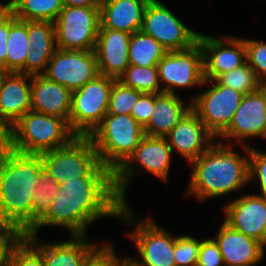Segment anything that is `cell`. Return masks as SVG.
<instances>
[{"label": "cell", "instance_id": "12", "mask_svg": "<svg viewBox=\"0 0 266 266\" xmlns=\"http://www.w3.org/2000/svg\"><path fill=\"white\" fill-rule=\"evenodd\" d=\"M159 81L165 93H175V88L201 87L204 79L203 50L197 42L191 48L167 52L157 64Z\"/></svg>", "mask_w": 266, "mask_h": 266}, {"label": "cell", "instance_id": "11", "mask_svg": "<svg viewBox=\"0 0 266 266\" xmlns=\"http://www.w3.org/2000/svg\"><path fill=\"white\" fill-rule=\"evenodd\" d=\"M141 31L153 37L167 52L189 49L199 37V33L186 27L158 0H150L147 4Z\"/></svg>", "mask_w": 266, "mask_h": 266}, {"label": "cell", "instance_id": "15", "mask_svg": "<svg viewBox=\"0 0 266 266\" xmlns=\"http://www.w3.org/2000/svg\"><path fill=\"white\" fill-rule=\"evenodd\" d=\"M198 42L203 50L204 79L215 80L247 62L244 39H219L199 33Z\"/></svg>", "mask_w": 266, "mask_h": 266}, {"label": "cell", "instance_id": "9", "mask_svg": "<svg viewBox=\"0 0 266 266\" xmlns=\"http://www.w3.org/2000/svg\"><path fill=\"white\" fill-rule=\"evenodd\" d=\"M53 24L56 49L94 50L100 29V7L65 5Z\"/></svg>", "mask_w": 266, "mask_h": 266}, {"label": "cell", "instance_id": "41", "mask_svg": "<svg viewBox=\"0 0 266 266\" xmlns=\"http://www.w3.org/2000/svg\"><path fill=\"white\" fill-rule=\"evenodd\" d=\"M19 236L13 228L0 223V266H6L9 248Z\"/></svg>", "mask_w": 266, "mask_h": 266}, {"label": "cell", "instance_id": "23", "mask_svg": "<svg viewBox=\"0 0 266 266\" xmlns=\"http://www.w3.org/2000/svg\"><path fill=\"white\" fill-rule=\"evenodd\" d=\"M42 255L45 266H82L87 256L97 247L85 236L58 243H40L36 235H23ZM86 239V240H85Z\"/></svg>", "mask_w": 266, "mask_h": 266}, {"label": "cell", "instance_id": "1", "mask_svg": "<svg viewBox=\"0 0 266 266\" xmlns=\"http://www.w3.org/2000/svg\"><path fill=\"white\" fill-rule=\"evenodd\" d=\"M124 205L115 178H66L47 215L28 234L37 236L43 226H63L71 236H86L89 224L104 216L119 218Z\"/></svg>", "mask_w": 266, "mask_h": 266}, {"label": "cell", "instance_id": "8", "mask_svg": "<svg viewBox=\"0 0 266 266\" xmlns=\"http://www.w3.org/2000/svg\"><path fill=\"white\" fill-rule=\"evenodd\" d=\"M131 208L124 205L120 211L119 218L128 224L130 219L137 226L128 236L133 240L142 260L127 257V266H176L174 260L175 237L158 226L151 218L137 223L132 218Z\"/></svg>", "mask_w": 266, "mask_h": 266}, {"label": "cell", "instance_id": "18", "mask_svg": "<svg viewBox=\"0 0 266 266\" xmlns=\"http://www.w3.org/2000/svg\"><path fill=\"white\" fill-rule=\"evenodd\" d=\"M30 110L31 75L8 73L0 89V138Z\"/></svg>", "mask_w": 266, "mask_h": 266}, {"label": "cell", "instance_id": "10", "mask_svg": "<svg viewBox=\"0 0 266 266\" xmlns=\"http://www.w3.org/2000/svg\"><path fill=\"white\" fill-rule=\"evenodd\" d=\"M172 149L166 137H152L145 135L134 153L114 173L115 188L120 200L126 205V187L131 176L136 172L135 165L147 170L155 177L166 181L168 178L169 166L171 163ZM136 163V164H134ZM134 166V167H133Z\"/></svg>", "mask_w": 266, "mask_h": 266}, {"label": "cell", "instance_id": "30", "mask_svg": "<svg viewBox=\"0 0 266 266\" xmlns=\"http://www.w3.org/2000/svg\"><path fill=\"white\" fill-rule=\"evenodd\" d=\"M59 184L43 168L36 181V186L31 194L32 203V229L47 215L51 203L58 195Z\"/></svg>", "mask_w": 266, "mask_h": 266}, {"label": "cell", "instance_id": "43", "mask_svg": "<svg viewBox=\"0 0 266 266\" xmlns=\"http://www.w3.org/2000/svg\"><path fill=\"white\" fill-rule=\"evenodd\" d=\"M104 0H64V5L71 7H100Z\"/></svg>", "mask_w": 266, "mask_h": 266}, {"label": "cell", "instance_id": "5", "mask_svg": "<svg viewBox=\"0 0 266 266\" xmlns=\"http://www.w3.org/2000/svg\"><path fill=\"white\" fill-rule=\"evenodd\" d=\"M144 136V128L132 115L106 114L88 137L101 164L115 173L134 153Z\"/></svg>", "mask_w": 266, "mask_h": 266}, {"label": "cell", "instance_id": "28", "mask_svg": "<svg viewBox=\"0 0 266 266\" xmlns=\"http://www.w3.org/2000/svg\"><path fill=\"white\" fill-rule=\"evenodd\" d=\"M64 0H10L9 10L23 21L54 22L64 7Z\"/></svg>", "mask_w": 266, "mask_h": 266}, {"label": "cell", "instance_id": "40", "mask_svg": "<svg viewBox=\"0 0 266 266\" xmlns=\"http://www.w3.org/2000/svg\"><path fill=\"white\" fill-rule=\"evenodd\" d=\"M155 93H143L131 111V115L144 128L151 119Z\"/></svg>", "mask_w": 266, "mask_h": 266}, {"label": "cell", "instance_id": "20", "mask_svg": "<svg viewBox=\"0 0 266 266\" xmlns=\"http://www.w3.org/2000/svg\"><path fill=\"white\" fill-rule=\"evenodd\" d=\"M131 34L112 29H99L95 54L99 72L118 79L130 65L129 42Z\"/></svg>", "mask_w": 266, "mask_h": 266}, {"label": "cell", "instance_id": "38", "mask_svg": "<svg viewBox=\"0 0 266 266\" xmlns=\"http://www.w3.org/2000/svg\"><path fill=\"white\" fill-rule=\"evenodd\" d=\"M249 181L258 179L261 194L266 199V153L249 146Z\"/></svg>", "mask_w": 266, "mask_h": 266}, {"label": "cell", "instance_id": "6", "mask_svg": "<svg viewBox=\"0 0 266 266\" xmlns=\"http://www.w3.org/2000/svg\"><path fill=\"white\" fill-rule=\"evenodd\" d=\"M43 167L61 185L66 178H115L101 164L88 136H76L67 145L40 154Z\"/></svg>", "mask_w": 266, "mask_h": 266}, {"label": "cell", "instance_id": "7", "mask_svg": "<svg viewBox=\"0 0 266 266\" xmlns=\"http://www.w3.org/2000/svg\"><path fill=\"white\" fill-rule=\"evenodd\" d=\"M117 79L99 74L72 91L68 125L76 136H89L107 114L113 83Z\"/></svg>", "mask_w": 266, "mask_h": 266}, {"label": "cell", "instance_id": "35", "mask_svg": "<svg viewBox=\"0 0 266 266\" xmlns=\"http://www.w3.org/2000/svg\"><path fill=\"white\" fill-rule=\"evenodd\" d=\"M201 241L192 236L175 237L174 260L176 266H197Z\"/></svg>", "mask_w": 266, "mask_h": 266}, {"label": "cell", "instance_id": "24", "mask_svg": "<svg viewBox=\"0 0 266 266\" xmlns=\"http://www.w3.org/2000/svg\"><path fill=\"white\" fill-rule=\"evenodd\" d=\"M150 0H104L100 6V29L133 34L142 27L144 12Z\"/></svg>", "mask_w": 266, "mask_h": 266}, {"label": "cell", "instance_id": "4", "mask_svg": "<svg viewBox=\"0 0 266 266\" xmlns=\"http://www.w3.org/2000/svg\"><path fill=\"white\" fill-rule=\"evenodd\" d=\"M74 137L64 118L30 110L0 139L14 151L41 154L67 145Z\"/></svg>", "mask_w": 266, "mask_h": 266}, {"label": "cell", "instance_id": "39", "mask_svg": "<svg viewBox=\"0 0 266 266\" xmlns=\"http://www.w3.org/2000/svg\"><path fill=\"white\" fill-rule=\"evenodd\" d=\"M197 266H225L219 246L214 239L201 241Z\"/></svg>", "mask_w": 266, "mask_h": 266}, {"label": "cell", "instance_id": "16", "mask_svg": "<svg viewBox=\"0 0 266 266\" xmlns=\"http://www.w3.org/2000/svg\"><path fill=\"white\" fill-rule=\"evenodd\" d=\"M258 136L266 138V86L244 95L230 125L218 137L249 147L244 140Z\"/></svg>", "mask_w": 266, "mask_h": 266}, {"label": "cell", "instance_id": "22", "mask_svg": "<svg viewBox=\"0 0 266 266\" xmlns=\"http://www.w3.org/2000/svg\"><path fill=\"white\" fill-rule=\"evenodd\" d=\"M72 91L43 74L31 75V110L64 118L71 110Z\"/></svg>", "mask_w": 266, "mask_h": 266}, {"label": "cell", "instance_id": "21", "mask_svg": "<svg viewBox=\"0 0 266 266\" xmlns=\"http://www.w3.org/2000/svg\"><path fill=\"white\" fill-rule=\"evenodd\" d=\"M225 266H254L264 255L265 246L259 241L232 229L223 222L216 235Z\"/></svg>", "mask_w": 266, "mask_h": 266}, {"label": "cell", "instance_id": "13", "mask_svg": "<svg viewBox=\"0 0 266 266\" xmlns=\"http://www.w3.org/2000/svg\"><path fill=\"white\" fill-rule=\"evenodd\" d=\"M207 81L213 82L211 88L192 97V110L217 137L230 125L245 94L222 85L217 79Z\"/></svg>", "mask_w": 266, "mask_h": 266}, {"label": "cell", "instance_id": "14", "mask_svg": "<svg viewBox=\"0 0 266 266\" xmlns=\"http://www.w3.org/2000/svg\"><path fill=\"white\" fill-rule=\"evenodd\" d=\"M100 74L94 50L56 49L46 71L48 79L71 91L84 86Z\"/></svg>", "mask_w": 266, "mask_h": 266}, {"label": "cell", "instance_id": "25", "mask_svg": "<svg viewBox=\"0 0 266 266\" xmlns=\"http://www.w3.org/2000/svg\"><path fill=\"white\" fill-rule=\"evenodd\" d=\"M27 34L30 48L25 61V74H43L56 50L54 24L49 21H27Z\"/></svg>", "mask_w": 266, "mask_h": 266}, {"label": "cell", "instance_id": "34", "mask_svg": "<svg viewBox=\"0 0 266 266\" xmlns=\"http://www.w3.org/2000/svg\"><path fill=\"white\" fill-rule=\"evenodd\" d=\"M142 94L116 80L112 86L107 114L131 115L133 107Z\"/></svg>", "mask_w": 266, "mask_h": 266}, {"label": "cell", "instance_id": "26", "mask_svg": "<svg viewBox=\"0 0 266 266\" xmlns=\"http://www.w3.org/2000/svg\"><path fill=\"white\" fill-rule=\"evenodd\" d=\"M191 109L192 102L185 105L184 100L175 93L155 94L152 116L144 127L145 135L166 137Z\"/></svg>", "mask_w": 266, "mask_h": 266}, {"label": "cell", "instance_id": "42", "mask_svg": "<svg viewBox=\"0 0 266 266\" xmlns=\"http://www.w3.org/2000/svg\"><path fill=\"white\" fill-rule=\"evenodd\" d=\"M10 31V10L0 17V66H4L7 57V40Z\"/></svg>", "mask_w": 266, "mask_h": 266}, {"label": "cell", "instance_id": "29", "mask_svg": "<svg viewBox=\"0 0 266 266\" xmlns=\"http://www.w3.org/2000/svg\"><path fill=\"white\" fill-rule=\"evenodd\" d=\"M166 53L167 50L159 42L141 30L131 34L129 42L130 65L157 66Z\"/></svg>", "mask_w": 266, "mask_h": 266}, {"label": "cell", "instance_id": "36", "mask_svg": "<svg viewBox=\"0 0 266 266\" xmlns=\"http://www.w3.org/2000/svg\"><path fill=\"white\" fill-rule=\"evenodd\" d=\"M247 52V62L254 70L262 86H266V43L244 39Z\"/></svg>", "mask_w": 266, "mask_h": 266}, {"label": "cell", "instance_id": "44", "mask_svg": "<svg viewBox=\"0 0 266 266\" xmlns=\"http://www.w3.org/2000/svg\"><path fill=\"white\" fill-rule=\"evenodd\" d=\"M9 10V2L0 4V17H2Z\"/></svg>", "mask_w": 266, "mask_h": 266}, {"label": "cell", "instance_id": "31", "mask_svg": "<svg viewBox=\"0 0 266 266\" xmlns=\"http://www.w3.org/2000/svg\"><path fill=\"white\" fill-rule=\"evenodd\" d=\"M117 80L124 86L142 93H163V89L159 87L160 81L157 66L142 67L129 65Z\"/></svg>", "mask_w": 266, "mask_h": 266}, {"label": "cell", "instance_id": "3", "mask_svg": "<svg viewBox=\"0 0 266 266\" xmlns=\"http://www.w3.org/2000/svg\"><path fill=\"white\" fill-rule=\"evenodd\" d=\"M246 157L237 154L231 145L215 143L191 162L188 194L205 200L240 189L249 182V147L242 146Z\"/></svg>", "mask_w": 266, "mask_h": 266}, {"label": "cell", "instance_id": "2", "mask_svg": "<svg viewBox=\"0 0 266 266\" xmlns=\"http://www.w3.org/2000/svg\"><path fill=\"white\" fill-rule=\"evenodd\" d=\"M43 168L40 154L14 151L0 139V223L20 236L32 230L31 194Z\"/></svg>", "mask_w": 266, "mask_h": 266}, {"label": "cell", "instance_id": "37", "mask_svg": "<svg viewBox=\"0 0 266 266\" xmlns=\"http://www.w3.org/2000/svg\"><path fill=\"white\" fill-rule=\"evenodd\" d=\"M110 243L97 246L86 258L82 266H127V257L120 259Z\"/></svg>", "mask_w": 266, "mask_h": 266}, {"label": "cell", "instance_id": "32", "mask_svg": "<svg viewBox=\"0 0 266 266\" xmlns=\"http://www.w3.org/2000/svg\"><path fill=\"white\" fill-rule=\"evenodd\" d=\"M217 80L222 85L243 94L255 92L262 86L248 62L230 72L222 74Z\"/></svg>", "mask_w": 266, "mask_h": 266}, {"label": "cell", "instance_id": "19", "mask_svg": "<svg viewBox=\"0 0 266 266\" xmlns=\"http://www.w3.org/2000/svg\"><path fill=\"white\" fill-rule=\"evenodd\" d=\"M172 151H177L188 162L198 159L216 138L191 109L166 136Z\"/></svg>", "mask_w": 266, "mask_h": 266}, {"label": "cell", "instance_id": "45", "mask_svg": "<svg viewBox=\"0 0 266 266\" xmlns=\"http://www.w3.org/2000/svg\"><path fill=\"white\" fill-rule=\"evenodd\" d=\"M7 74H8V72L4 69V67L0 66V89H1V86L3 83V80Z\"/></svg>", "mask_w": 266, "mask_h": 266}, {"label": "cell", "instance_id": "17", "mask_svg": "<svg viewBox=\"0 0 266 266\" xmlns=\"http://www.w3.org/2000/svg\"><path fill=\"white\" fill-rule=\"evenodd\" d=\"M225 223L266 246V199L244 195L224 206Z\"/></svg>", "mask_w": 266, "mask_h": 266}, {"label": "cell", "instance_id": "33", "mask_svg": "<svg viewBox=\"0 0 266 266\" xmlns=\"http://www.w3.org/2000/svg\"><path fill=\"white\" fill-rule=\"evenodd\" d=\"M7 266H45L41 253L24 237L10 246L7 255Z\"/></svg>", "mask_w": 266, "mask_h": 266}, {"label": "cell", "instance_id": "27", "mask_svg": "<svg viewBox=\"0 0 266 266\" xmlns=\"http://www.w3.org/2000/svg\"><path fill=\"white\" fill-rule=\"evenodd\" d=\"M7 57L3 66L8 73L25 74V61L30 48L27 21L17 19L10 11V31L7 40Z\"/></svg>", "mask_w": 266, "mask_h": 266}]
</instances>
